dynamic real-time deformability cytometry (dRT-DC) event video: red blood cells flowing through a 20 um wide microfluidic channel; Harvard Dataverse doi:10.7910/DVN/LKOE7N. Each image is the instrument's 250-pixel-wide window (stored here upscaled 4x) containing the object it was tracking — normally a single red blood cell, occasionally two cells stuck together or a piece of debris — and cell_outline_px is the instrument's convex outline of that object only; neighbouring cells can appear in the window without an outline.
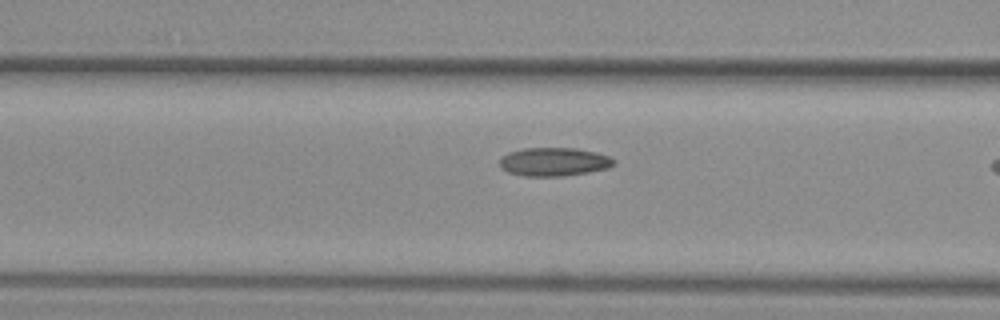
{"species": "common noctule bat (a hibernating species)", "species_latin": "Nyctalus noctula", "temperature_condition": "warm", "stored_images_in_passage": 14, "camera_frame_rate_fps": 3000, "um_per_image_px": 0.085, "animal": {"sex": "female", "body_mass_g": 29.2, "forearm_length_mm": 56.3}, "frame": {"image": 1, "passage_image": 12, "time_ms": 3.667, "image_size_px": [1000, 320], "cell_outline_px": [[616, 164], [608, 168], [588, 172], [564, 176], [524, 176], [508, 172], [500, 168], [500, 156], [508, 152], [524, 148], [576, 148], [596, 152], [608, 156], [616, 160]], "centroid_in_image_um": [47.08, 13.75], "position_along_channel_um": 119.5, "area_um2": 19.13}}